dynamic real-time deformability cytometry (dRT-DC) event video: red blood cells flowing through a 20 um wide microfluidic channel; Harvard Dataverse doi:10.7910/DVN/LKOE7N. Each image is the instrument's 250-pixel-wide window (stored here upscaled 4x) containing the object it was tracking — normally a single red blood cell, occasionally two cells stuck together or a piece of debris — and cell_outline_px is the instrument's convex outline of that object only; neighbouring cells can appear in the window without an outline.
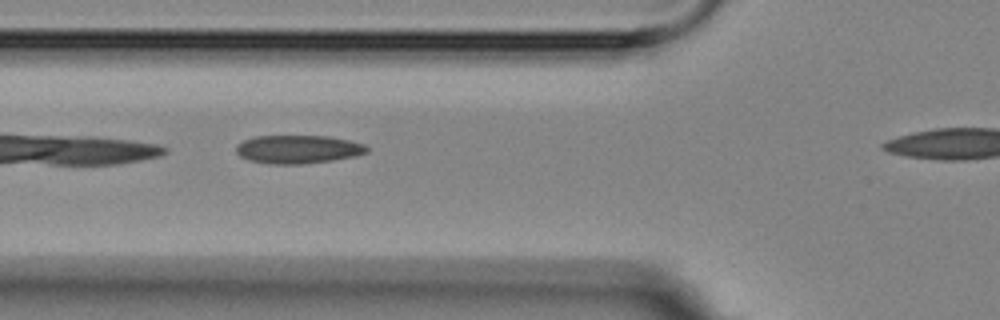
{"species": "Egyptian fruit bat (a non-hibernating species)", "species_latin": "Rousettus aegyptiacus", "temperature_condition": "room temperature", "stored_images_in_passage": 5, "camera_frame_rate_fps": 3000, "um_per_image_px": 0.085, "animal": {"sex": "female"}, "frame": {"image": 1, "passage_image": 4, "time_ms": 3.667, "image_size_px": [1000, 320], "cell_outline_px": [[368, 152], [356, 156], [332, 160], [300, 164], [268, 164], [248, 160], [240, 156], [236, 152], [236, 144], [252, 136], [328, 136], [348, 140], [364, 144], [368, 148]], "centroid_in_image_um": [25.3, 12.69], "position_along_channel_um": 100.5, "area_um2": 21.68}}
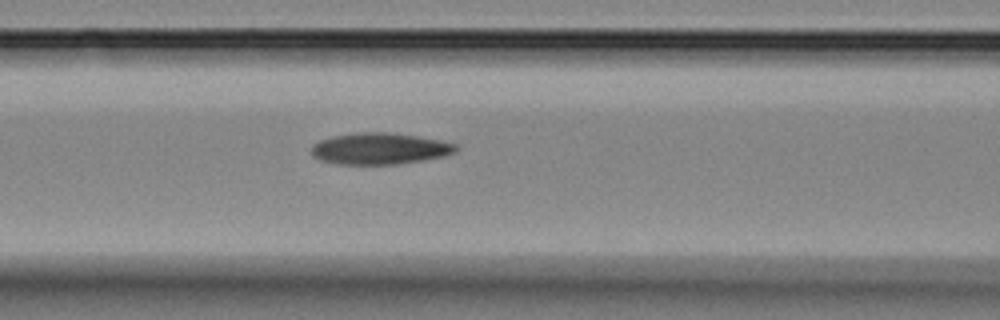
{"frame": {"image": 2, "passage_image": 5, "time_ms": 6.667, "image_size_px": [1000, 320], "cell_outline_px": [[460, 148], [456, 152], [444, 156], [396, 164], [340, 164], [320, 160], [312, 156], [312, 144], [320, 140], [332, 136], [356, 132], [392, 132], [440, 140], [456, 144]], "centroid_in_image_um": [32.27, 12.62], "position_along_channel_um": 134.3, "area_um2": 26.53}}